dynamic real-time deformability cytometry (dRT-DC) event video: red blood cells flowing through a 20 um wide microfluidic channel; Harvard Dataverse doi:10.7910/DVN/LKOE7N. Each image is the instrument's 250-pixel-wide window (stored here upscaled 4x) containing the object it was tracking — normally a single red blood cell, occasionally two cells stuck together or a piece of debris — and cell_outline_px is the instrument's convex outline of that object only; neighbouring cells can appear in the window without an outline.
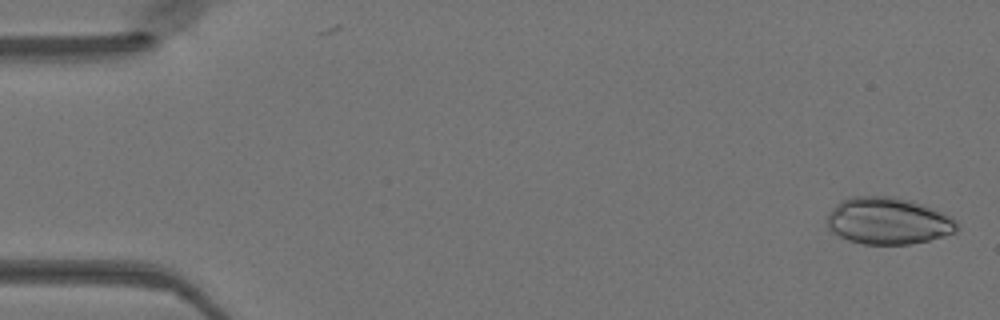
{"species": "Egyptian fruit bat (a non-hibernating species)", "species_latin": "Rousettus aegyptiacus", "temperature_condition": "warm", "stored_images_in_passage": 48, "camera_frame_rate_fps": 3000, "um_per_image_px": 0.085, "animal": {"sex": "female"}, "frame": {"image": 1, "passage_image": 2, "time_ms": 0.333, "image_size_px": [1000, 320], "cell_outline_px": [[956, 232], [944, 236], [928, 240], [908, 244], [864, 244], [848, 240], [832, 232], [828, 228], [828, 212], [840, 200], [852, 196], [888, 196], [908, 200], [932, 208], [952, 216], [956, 220]], "centroid_in_image_um": [75.46, 18.77], "position_along_channel_um": 9.5, "area_um2": 35.32}}
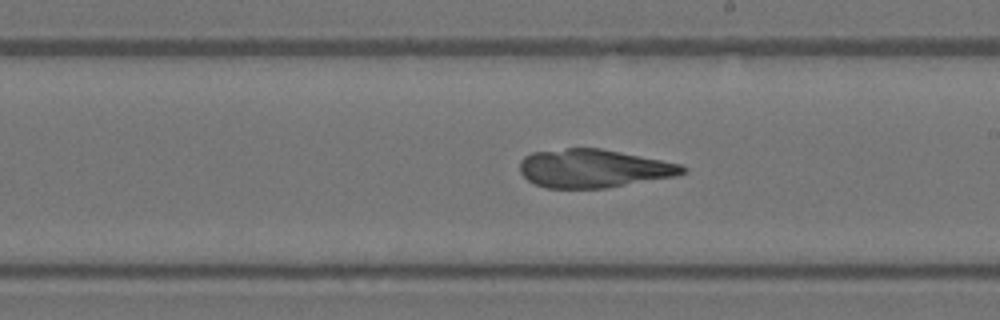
{"frame": {"image": 2, "passage_image": 28, "time_ms": 9.0, "image_size_px": [1000, 320], "cell_outline_px": [[688, 172], [676, 176], [608, 188], [548, 188], [536, 184], [528, 180], [520, 172], [520, 160], [524, 156], [532, 152], [568, 148], [600, 148], [680, 164], [688, 168]], "centroid_in_image_um": [50.46, 14.32], "position_along_channel_um": 238.5, "area_um2": 36.36}}
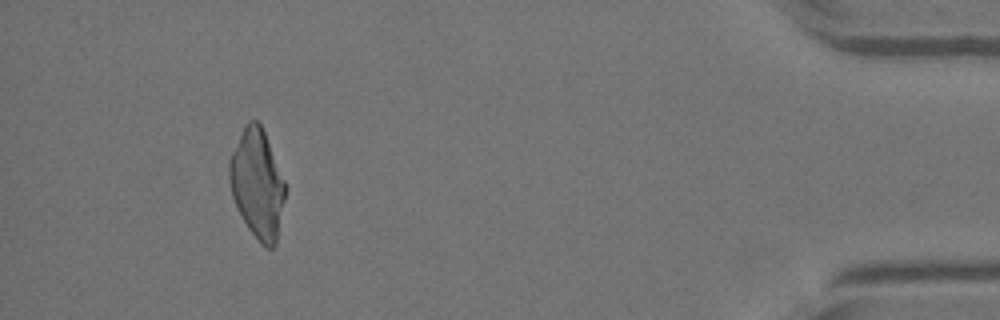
{"frame": {"image": 3, "passage_image": 45, "time_ms": 14.667, "image_size_px": [1000, 320], "cell_outline_px": [[288, 188], [276, 244], [272, 248], [264, 248], [260, 244], [248, 228], [232, 196], [228, 180], [228, 160], [244, 124], [248, 120], [256, 120], [260, 124], [264, 132]], "centroid_in_image_um": [21.88, 15.64], "position_along_channel_um": 413.3, "area_um2": 35.84}}